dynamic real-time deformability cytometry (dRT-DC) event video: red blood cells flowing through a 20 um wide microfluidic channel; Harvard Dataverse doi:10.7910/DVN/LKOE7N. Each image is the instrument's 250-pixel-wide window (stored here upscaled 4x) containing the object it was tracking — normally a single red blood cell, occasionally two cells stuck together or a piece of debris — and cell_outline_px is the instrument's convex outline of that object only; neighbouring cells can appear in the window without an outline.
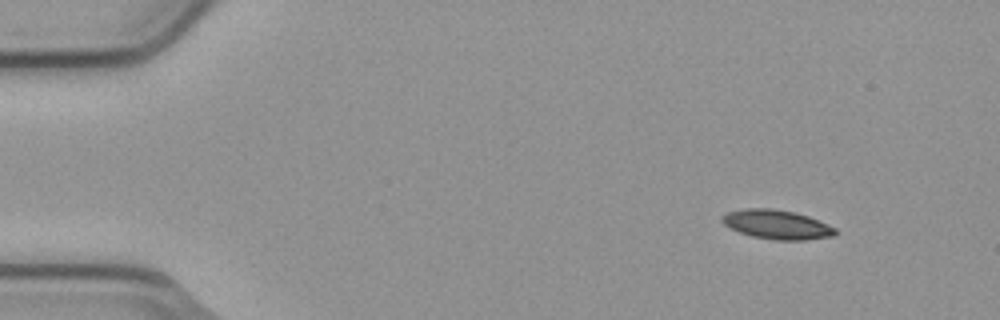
{"species": "common noctule bat (a hibernating species)", "species_latin": "Nyctalus noctula", "temperature_condition": "cold", "stored_images_in_passage": 4, "camera_frame_rate_fps": 3000, "um_per_image_px": 0.085, "animal": {"sex": "male", "body_mass_g": 23.1, "forearm_length_mm": 52.7}, "frame": {"image": 1, "passage_image": 1, "time_ms": 0.0, "image_size_px": [1000, 320], "cell_outline_px": [[836, 232], [832, 236], [804, 240], [776, 240], [752, 236], [740, 232], [724, 224], [720, 220], [720, 216], [728, 212], [744, 208], [772, 208], [796, 212], [808, 216], [828, 224], [836, 228]], "centroid_in_image_um": [66.02, 19.07], "position_along_channel_um": 19.0, "area_um2": 19.25}}
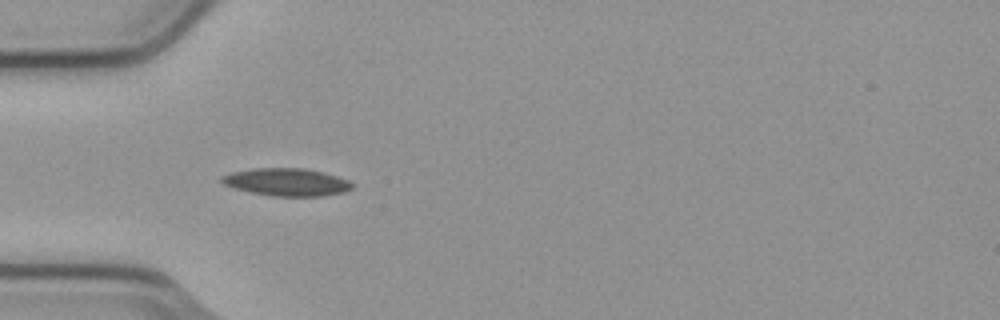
{"frame": {"image": 2, "passage_image": 4, "time_ms": 1.0, "image_size_px": [1000, 320], "cell_outline_px": [[352, 188], [344, 192], [324, 196], [272, 196], [252, 192], [236, 188], [224, 184], [220, 180], [220, 176], [232, 172], [252, 168], [304, 168], [324, 172], [348, 180], [352, 184]], "centroid_in_image_um": [24.37, 15.47], "position_along_channel_um": 60.6, "area_um2": 20.92}}